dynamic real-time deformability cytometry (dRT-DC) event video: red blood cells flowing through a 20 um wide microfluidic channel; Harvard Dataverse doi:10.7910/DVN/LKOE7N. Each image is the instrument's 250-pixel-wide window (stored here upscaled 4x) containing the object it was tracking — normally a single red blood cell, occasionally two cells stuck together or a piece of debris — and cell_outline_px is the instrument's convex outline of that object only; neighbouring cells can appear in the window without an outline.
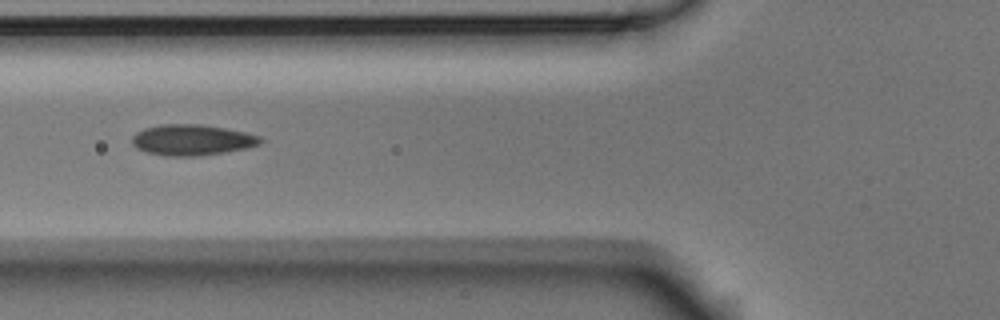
{"species": "Egyptian fruit bat (a non-hibernating species)", "species_latin": "Rousettus aegyptiacus", "temperature_condition": "room temperature", "stored_images_in_passage": 5, "camera_frame_rate_fps": 3000, "um_per_image_px": 0.085, "animal": {"sex": "male"}, "frame": {"image": 1, "passage_image": 4, "time_ms": 1.0, "image_size_px": [1000, 320], "cell_outline_px": [[264, 140], [260, 144], [244, 148], [224, 152], [200, 156], [164, 156], [148, 152], [136, 148], [132, 144], [132, 136], [136, 132], [144, 128], [160, 124], [200, 124], [224, 128], [244, 132], [260, 136]], "centroid_in_image_um": [16.29, 11.89], "position_along_channel_um": 109.5, "area_um2": 23.06}}
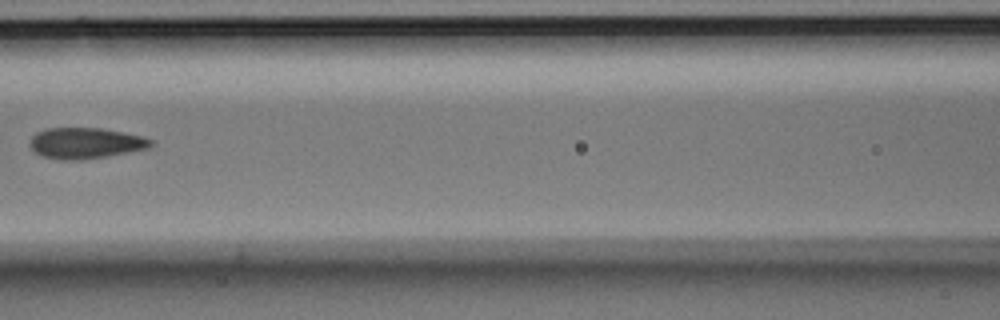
{"frame": {"image": 2, "passage_image": 5, "time_ms": 1.333, "image_size_px": [1000, 320], "cell_outline_px": [[152, 144], [148, 148], [108, 156], [80, 160], [60, 160], [44, 156], [36, 152], [32, 148], [32, 136], [36, 132], [48, 128], [100, 128], [124, 132], [140, 136], [152, 140]], "centroid_in_image_um": [7.28, 12.16], "position_along_channel_um": 159.3, "area_um2": 21.5}}